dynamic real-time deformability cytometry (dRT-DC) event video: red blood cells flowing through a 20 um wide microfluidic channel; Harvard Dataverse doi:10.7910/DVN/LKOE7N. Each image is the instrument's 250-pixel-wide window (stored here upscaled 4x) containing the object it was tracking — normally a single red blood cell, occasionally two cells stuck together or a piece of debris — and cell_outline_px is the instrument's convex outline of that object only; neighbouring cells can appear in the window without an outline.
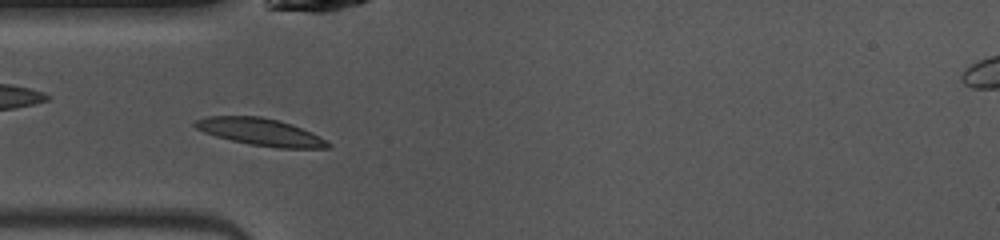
{"species": "common noctule bat (a hibernating species)", "species_latin": "Nyctalus noctula", "temperature_condition": "warm", "stored_images_in_passage": 41, "camera_frame_rate_fps": 3000, "um_per_image_px": 0.085, "animal": {"sex": "female", "body_mass_g": 10.0, "forearm_length_mm": 53.1}, "frame": {"image": 1, "passage_image": 6, "time_ms": 1.667, "image_size_px": [1000, 240], "cell_outline_px": [[332, 148], [276, 148], [252, 144], [232, 140], [216, 136], [204, 132], [196, 128], [192, 124], [196, 120], [208, 116], [260, 116], [292, 124], [312, 132], [320, 136], [332, 144]], "centroid_in_image_um": [22.18, 11.22], "position_along_channel_um": 62.8, "area_um2": 20.98}}
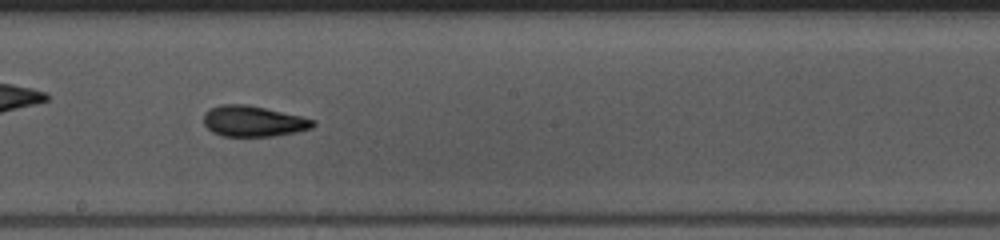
{"frame": {"image": 2, "passage_image": 18, "time_ms": 5.667, "image_size_px": [1000, 240], "cell_outline_px": [[316, 124], [312, 128], [296, 132], [272, 136], [224, 136], [212, 132], [204, 124], [204, 112], [208, 108], [220, 104], [248, 104], [300, 116], [316, 120]], "centroid_in_image_um": [21.51, 10.29], "position_along_channel_um": 226.7, "area_um2": 19.71}}
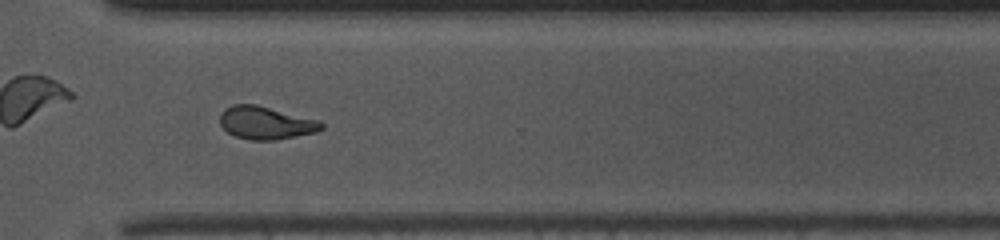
{"frame": {"image": 3, "passage_image": 27, "time_ms": 8.667, "image_size_px": [1000, 240], "cell_outline_px": [[324, 128], [316, 132], [276, 140], [252, 140], [236, 136], [228, 132], [220, 124], [220, 112], [224, 108], [232, 104], [256, 104], [320, 120], [324, 124]], "centroid_in_image_um": [22.6, 10.43], "position_along_channel_um": 348.0, "area_um2": 19.54}, "authors_computed_cell_mechanics": {"area_um2": 19.4786, "velocity_mm_per_s": 4.0617, "shape_relaxation_time_tau1_ms": 4.293, "shape_relaxation_time_tau2_ms": 1.4528, "deformation_change_tau1": 0.1809, "deformation_change_tau2": 0.0833}}